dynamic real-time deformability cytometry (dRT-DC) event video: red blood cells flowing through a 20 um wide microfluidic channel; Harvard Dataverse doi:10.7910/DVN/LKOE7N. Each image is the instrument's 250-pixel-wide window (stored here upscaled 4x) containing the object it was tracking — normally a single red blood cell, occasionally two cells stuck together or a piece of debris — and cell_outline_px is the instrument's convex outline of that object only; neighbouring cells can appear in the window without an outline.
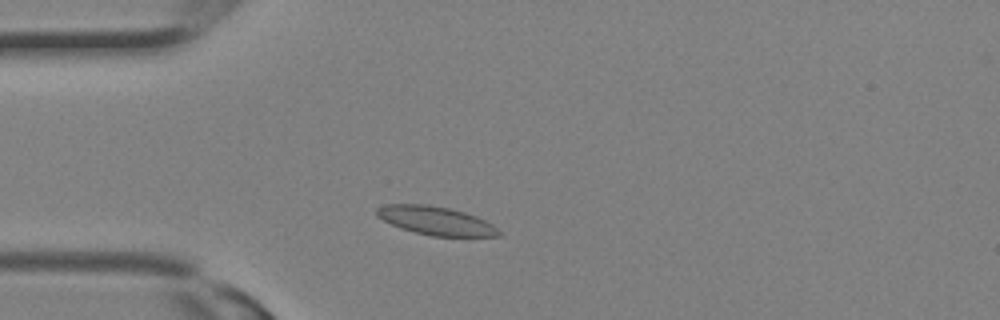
{"species": "Egyptian fruit bat (a non-hibernating species)", "species_latin": "Rousettus aegyptiacus", "temperature_condition": "room temperature", "stored_images_in_passage": 26, "camera_frame_rate_fps": 3000, "um_per_image_px": 0.085, "animal": {"sex": "female"}, "frame": {"image": 1, "passage_image": 4, "time_ms": 1.0, "image_size_px": [1000, 320], "cell_outline_px": [[500, 236], [432, 236], [400, 228], [376, 216], [376, 208], [388, 204], [428, 204], [448, 208], [464, 212], [476, 216], [492, 224], [500, 232]], "centroid_in_image_um": [37.03, 18.75], "position_along_channel_um": 48.0, "area_um2": 20.06}}
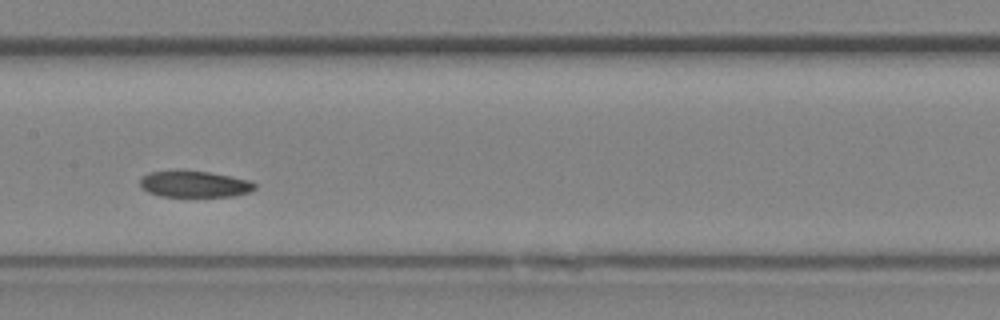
{"frame": {"image": 2, "passage_image": 11, "time_ms": 3.333, "image_size_px": [1000, 320], "cell_outline_px": [[256, 188], [252, 192], [236, 196], [160, 196], [148, 192], [140, 188], [140, 176], [148, 172], [208, 172], [248, 180], [256, 184]], "centroid_in_image_um": [16.53, 15.67], "position_along_channel_um": 190.9, "area_um2": 17.34}}
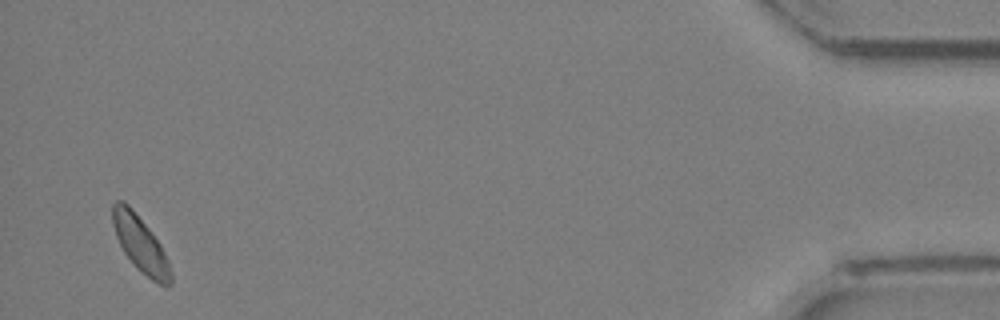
{"frame": {"image": 3, "passage_image": 25, "time_ms": 8.0, "image_size_px": [1000, 320], "cell_outline_px": [[172, 284], [160, 284], [152, 280], [140, 272], [136, 268], [124, 252], [116, 236], [112, 224], [112, 204], [116, 200], [124, 200], [132, 208], [148, 228], [160, 244], [168, 260], [172, 272]], "centroid_in_image_um": [11.92, 20.74], "position_along_channel_um": 423.3, "area_um2": 18.84}}